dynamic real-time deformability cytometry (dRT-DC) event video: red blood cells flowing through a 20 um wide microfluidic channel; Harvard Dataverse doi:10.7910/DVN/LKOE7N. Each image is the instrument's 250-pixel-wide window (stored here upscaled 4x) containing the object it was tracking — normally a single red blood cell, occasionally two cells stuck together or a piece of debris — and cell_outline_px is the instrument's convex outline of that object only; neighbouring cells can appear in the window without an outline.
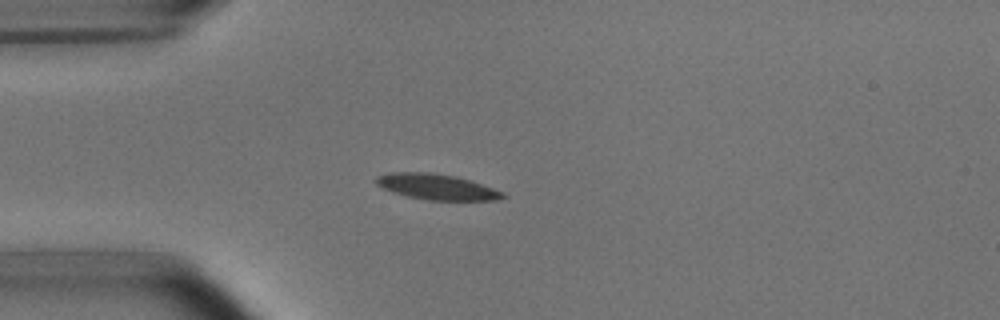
{"species": "common noctule bat (a hibernating species)", "species_latin": "Nyctalus noctula", "temperature_condition": "room temperature", "stored_images_in_passage": 4, "camera_frame_rate_fps": 3000, "um_per_image_px": 0.085, "animal": {"sex": "male", "body_mass_g": 15.6}, "frame": {"image": 1, "passage_image": 4, "time_ms": 3.333, "image_size_px": [1000, 320], "cell_outline_px": [[508, 196], [500, 200], [428, 200], [408, 196], [392, 192], [376, 184], [372, 180], [376, 176], [392, 172], [432, 172], [456, 176], [504, 192]], "centroid_in_image_um": [37.1, 15.88], "position_along_channel_um": 47.9, "area_um2": 18.96}}